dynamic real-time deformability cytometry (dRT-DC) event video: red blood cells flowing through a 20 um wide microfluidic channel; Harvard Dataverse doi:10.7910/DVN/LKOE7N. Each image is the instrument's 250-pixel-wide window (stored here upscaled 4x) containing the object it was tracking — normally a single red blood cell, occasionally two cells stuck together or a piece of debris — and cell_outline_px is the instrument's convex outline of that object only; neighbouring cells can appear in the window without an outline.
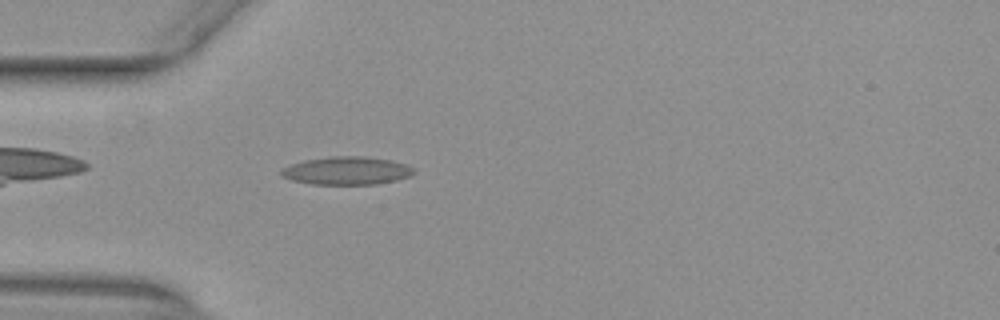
{"species": "common noctule bat (a hibernating species)", "species_latin": "Nyctalus noctula", "temperature_condition": "warm", "stored_images_in_passage": 41, "camera_frame_rate_fps": 3000, "um_per_image_px": 0.085, "animal": {"sex": "female", "body_mass_g": 29.2, "forearm_length_mm": 56.3}, "frame": {"image": 1, "passage_image": 5, "time_ms": 1.333, "image_size_px": [1000, 320], "cell_outline_px": [[416, 172], [412, 176], [396, 180], [376, 184], [312, 184], [292, 180], [284, 176], [280, 172], [284, 168], [292, 164], [304, 160], [332, 156], [368, 156], [408, 164]], "centroid_in_image_um": [29.53, 14.5], "position_along_channel_um": 55.5, "area_um2": 21.56}}
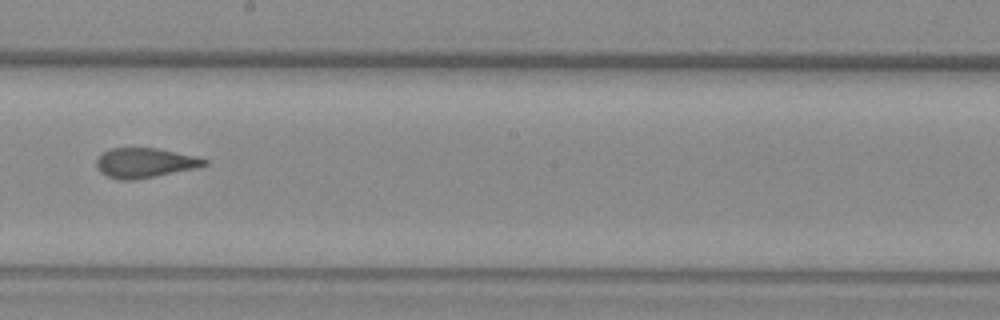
{"frame": {"image": 2, "passage_image": 19, "time_ms": 6.0, "image_size_px": [1000, 320], "cell_outline_px": [[208, 164], [196, 168], [136, 180], [120, 180], [108, 176], [100, 172], [96, 164], [96, 160], [108, 148], [156, 148], [192, 156], [208, 160]], "centroid_in_image_um": [12.28, 13.85], "position_along_channel_um": 235.9, "area_um2": 18.5}}
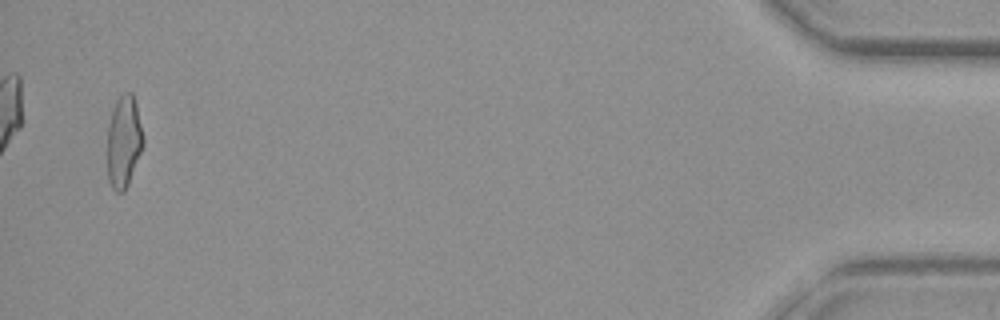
{"frame": {"image": 3, "passage_image": 40, "time_ms": 13.0, "image_size_px": [1000, 320], "cell_outline_px": [[144, 144], [128, 184], [124, 192], [116, 192], [112, 188], [108, 180], [108, 124], [112, 108], [116, 100], [124, 92], [132, 92], [136, 104], [144, 136]], "centroid_in_image_um": [10.52, 12.02], "position_along_channel_um": 424.7, "area_um2": 19.31}, "authors_computed_cell_mechanics": {"area_um2": 19.363, "velocity_mm_per_s": 3.9913, "shape_relaxation_time_tau1_ms": null, "shape_relaxation_time_tau2_ms": 1.6519, "deformation_change_tau1": null, "deformation_change_tau2": 0.1033}}